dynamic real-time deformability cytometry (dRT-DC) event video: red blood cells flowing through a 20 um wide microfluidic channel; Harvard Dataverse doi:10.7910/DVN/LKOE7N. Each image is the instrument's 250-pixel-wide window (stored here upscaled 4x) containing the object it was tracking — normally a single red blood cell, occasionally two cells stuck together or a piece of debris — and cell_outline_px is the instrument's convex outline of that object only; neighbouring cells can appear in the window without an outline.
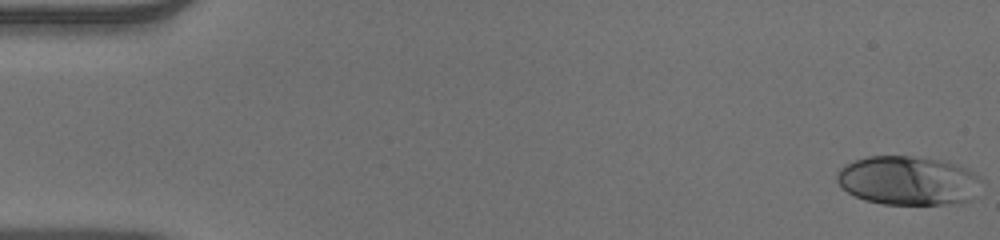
{"species": "human", "species_latin": "Homo sapiens", "temperature_condition": "warm", "stored_images_in_passage": 52, "camera_frame_rate_fps": 3000, "um_per_image_px": 0.085, "donor": {"sex": "male"}, "frame": {"image": 1, "passage_image": 1, "time_ms": 0.0, "image_size_px": [1000, 240], "cell_outline_px": [[984, 180], [972, 200], [960, 204], [884, 204], [864, 200], [848, 192], [836, 180], [836, 172], [844, 164], [868, 156], [912, 156], [940, 160], [956, 164], [968, 168], [980, 176]], "centroid_in_image_um": [77.25, 15.35], "position_along_channel_um": 7.8, "area_um2": 41.79}}
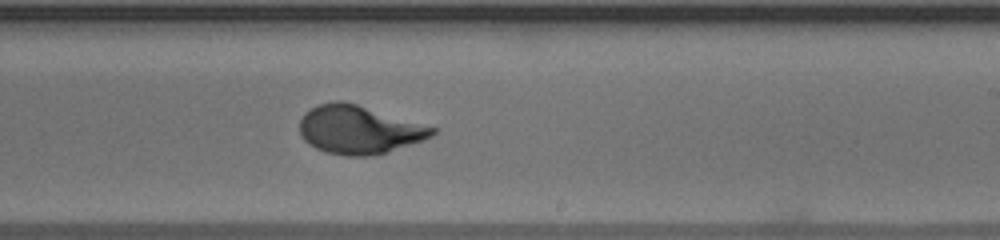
{"frame": {"image": 2, "passage_image": 32, "time_ms": 10.333, "image_size_px": [1000, 240], "cell_outline_px": [[436, 132], [432, 136], [384, 152], [368, 156], [344, 156], [328, 152], [316, 148], [308, 144], [300, 136], [300, 120], [304, 112], [320, 104], [332, 100], [340, 100], [356, 104], [436, 128]], "centroid_in_image_um": [30.43, 11.01], "position_along_channel_um": 258.6, "area_um2": 36.7}}
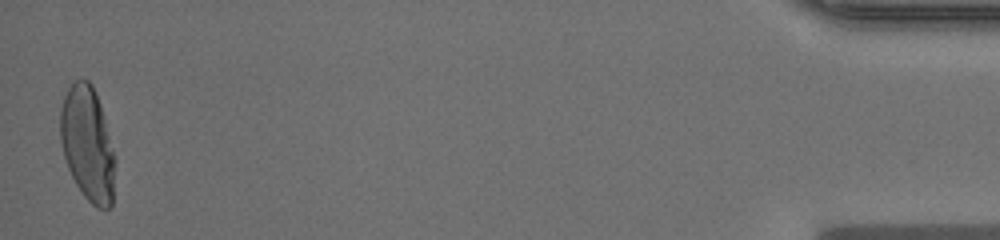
{"frame": {"image": 3, "passage_image": 52, "time_ms": 17.0, "image_size_px": [1000, 240], "cell_outline_px": [[112, 204], [108, 208], [96, 208], [84, 196], [76, 184], [68, 168], [64, 156], [60, 140], [60, 108], [64, 96], [68, 88], [76, 80], [88, 80], [92, 84], [96, 92], [112, 148]], "centroid_in_image_um": [7.38, 12.19], "position_along_channel_um": 427.8, "area_um2": 35.43}, "authors_computed_cell_mechanics": {"area_um2": 36.8764, "velocity_mm_per_s": 3.9078, "shape_relaxation_time_tau1_ms": 5.8435, "shape_relaxation_time_tau2_ms": null, "deformation_change_tau1": 0.2744, "deformation_change_tau2": null}}